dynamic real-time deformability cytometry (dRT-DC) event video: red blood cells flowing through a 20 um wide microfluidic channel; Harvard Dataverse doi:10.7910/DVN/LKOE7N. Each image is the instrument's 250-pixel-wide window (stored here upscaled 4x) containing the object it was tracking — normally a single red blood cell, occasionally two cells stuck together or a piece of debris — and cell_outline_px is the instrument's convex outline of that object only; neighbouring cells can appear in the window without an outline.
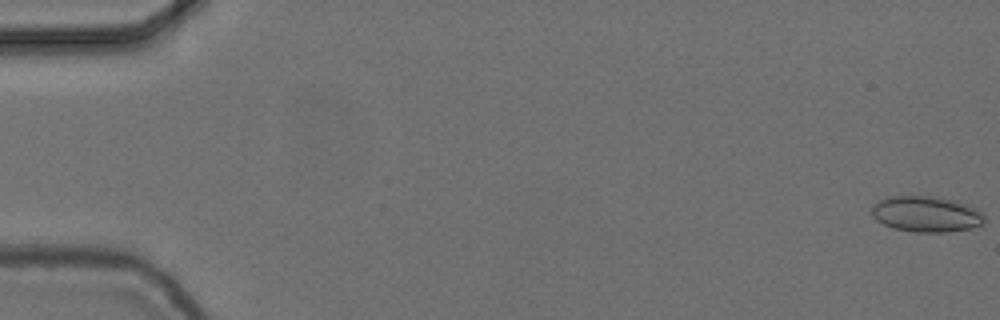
{"species": "common noctule bat (a hibernating species)", "species_latin": "Nyctalus noctula", "temperature_condition": "cold", "stored_images_in_passage": 56, "camera_frame_rate_fps": 3000, "um_per_image_px": 0.085, "animal": {"sex": "female", "body_mass_g": 24.6, "forearm_length_mm": 56.2}, "frame": {"image": 1, "passage_image": 1, "time_ms": 0.0, "image_size_px": [1000, 320], "cell_outline_px": [[984, 224], [972, 228], [944, 232], [916, 232], [892, 228], [876, 220], [872, 216], [872, 204], [888, 196], [932, 196], [964, 204], [976, 208], [984, 216]], "centroid_in_image_um": [78.69, 18.21], "position_along_channel_um": 6.3, "area_um2": 23.35}}
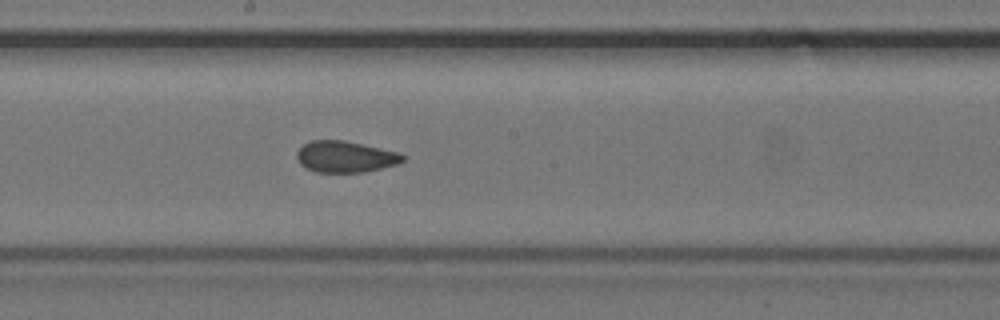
{"frame": {"image": 2, "passage_image": 31, "time_ms": 10.0, "image_size_px": [1000, 320], "cell_outline_px": [[404, 160], [396, 164], [364, 172], [316, 172], [300, 164], [296, 156], [296, 152], [304, 144], [312, 140], [344, 140], [396, 152], [404, 156]], "centroid_in_image_um": [29.3, 13.32], "position_along_channel_um": 218.9, "area_um2": 19.02}}
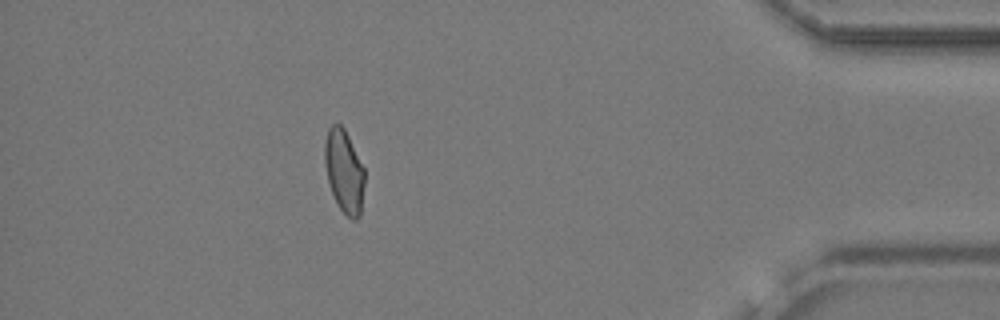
{"frame": {"image": 3, "passage_image": 50, "time_ms": 16.333, "image_size_px": [1000, 320], "cell_outline_px": [[364, 184], [360, 216], [356, 220], [352, 220], [340, 208], [332, 192], [328, 180], [324, 164], [324, 144], [328, 128], [332, 124], [340, 124], [344, 128], [364, 168]], "centroid_in_image_um": [29.24, 14.54], "position_along_channel_um": 406.0, "area_um2": 19.13}, "authors_computed_cell_mechanics": {"area_um2": 19.8543, "velocity_mm_per_s": 3.7195, "shape_relaxation_time_tau1_ms": null, "shape_relaxation_time_tau2_ms": 1.262, "deformation_change_tau1": null, "deformation_change_tau2": 0.0659}}